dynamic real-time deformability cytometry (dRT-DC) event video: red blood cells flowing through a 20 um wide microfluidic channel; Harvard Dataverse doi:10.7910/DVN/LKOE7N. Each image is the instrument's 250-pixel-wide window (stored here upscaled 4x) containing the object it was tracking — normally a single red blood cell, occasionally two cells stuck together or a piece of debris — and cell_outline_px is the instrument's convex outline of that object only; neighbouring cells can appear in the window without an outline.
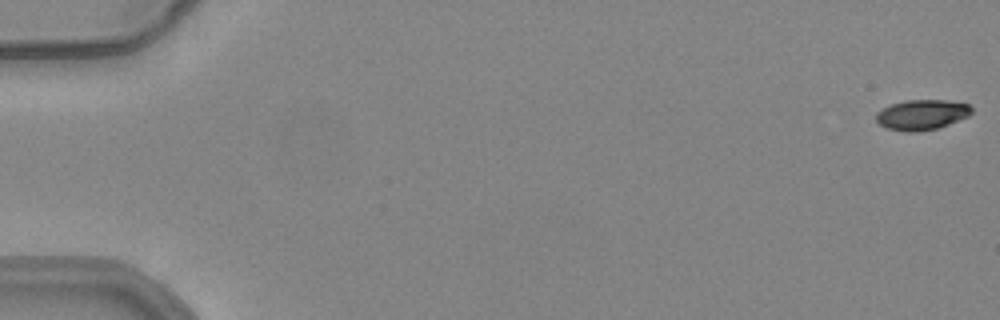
{"species": "common noctule bat (a hibernating species)", "species_latin": "Nyctalus noctula", "temperature_condition": "warm", "stored_images_in_passage": 21, "camera_frame_rate_fps": 3000, "um_per_image_px": 0.085, "animal": {"sex": "female", "body_mass_g": 24.6, "forearm_length_mm": 56.2}, "frame": {"image": 1, "passage_image": 1, "time_ms": 0.0, "image_size_px": [1000, 320], "cell_outline_px": [[972, 112], [968, 116], [948, 124], [936, 128], [920, 132], [908, 132], [888, 128], [880, 124], [876, 120], [876, 112], [892, 104], [904, 100], [944, 100], [968, 104], [972, 108]], "centroid_in_image_um": [78.35, 9.75], "position_along_channel_um": 6.7, "area_um2": 16.65}}
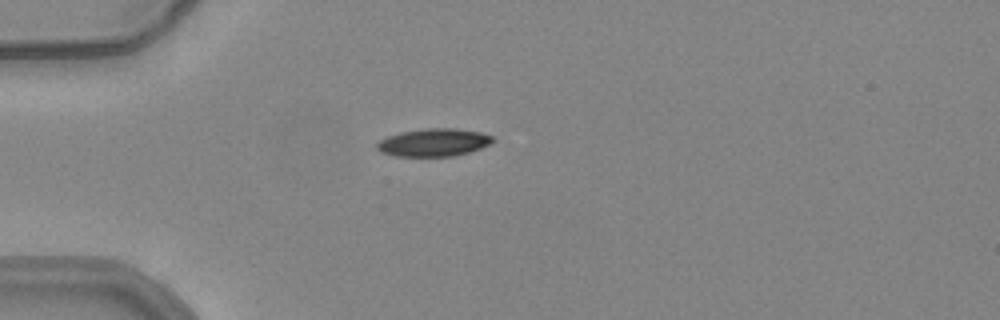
{"frame": {"image": 2, "passage_image": 16, "time_ms": 5.0, "image_size_px": [1000, 320], "cell_outline_px": [[496, 140], [492, 144], [468, 152], [452, 156], [396, 156], [380, 152], [376, 148], [376, 144], [380, 140], [388, 136], [400, 132], [424, 128], [456, 128], [480, 132], [492, 136]], "centroid_in_image_um": [36.87, 12.1], "position_along_channel_um": 48.1, "area_um2": 18.84}}